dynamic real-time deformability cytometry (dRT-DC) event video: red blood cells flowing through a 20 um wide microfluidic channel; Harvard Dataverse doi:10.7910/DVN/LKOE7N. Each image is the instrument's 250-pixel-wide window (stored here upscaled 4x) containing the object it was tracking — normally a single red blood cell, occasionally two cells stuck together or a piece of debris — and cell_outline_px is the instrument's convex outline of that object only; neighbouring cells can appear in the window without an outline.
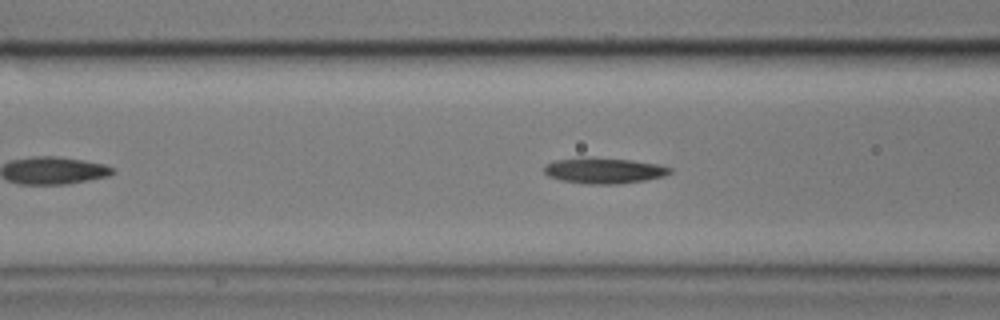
{"species": "common noctule bat (a hibernating species)", "species_latin": "Nyctalus noctula", "temperature_condition": "cold", "stored_images_in_passage": 41, "camera_frame_rate_fps": 3000, "um_per_image_px": 0.085, "animal": {"sex": "male", "body_mass_g": 17.9}, "frame": {"image": 1, "passage_image": 5, "time_ms": 1.333, "image_size_px": [1000, 320], "cell_outline_px": [[672, 172], [664, 176], [644, 180], [616, 184], [588, 184], [564, 180], [548, 176], [544, 172], [544, 164], [556, 160], [580, 156], [592, 156], [632, 160], [660, 164], [672, 168]], "centroid_in_image_um": [51.33, 14.47], "position_along_channel_um": 115.3, "area_um2": 19.19}}
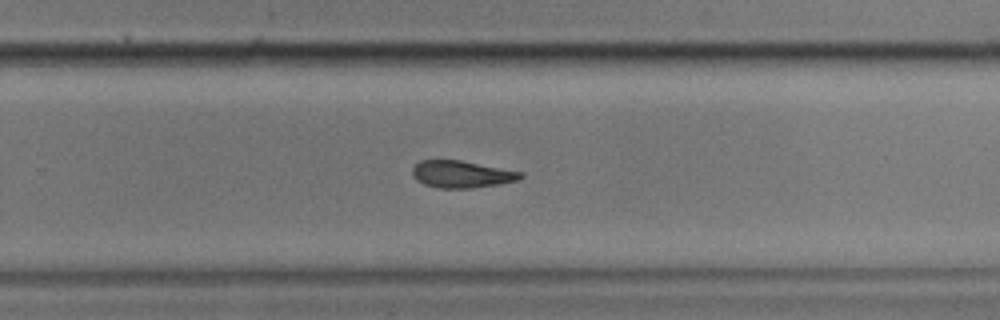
{"frame": {"image": 2, "passage_image": 20, "time_ms": 6.333, "image_size_px": [1000, 320], "cell_outline_px": [[524, 176], [516, 180], [500, 184], [472, 188], [440, 188], [424, 184], [416, 180], [412, 172], [412, 168], [420, 160], [460, 160], [524, 172]], "centroid_in_image_um": [39.25, 14.81], "position_along_channel_um": 290.6, "area_um2": 17.05}}
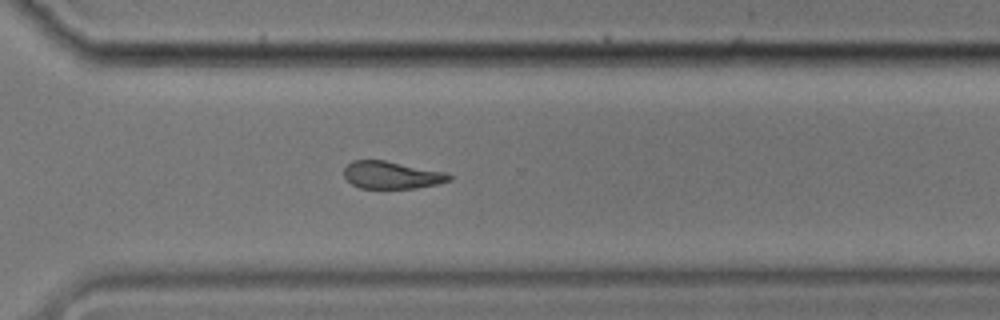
{"frame": {"image": 3, "passage_image": 24, "time_ms": 7.667, "image_size_px": [1000, 320], "cell_outline_px": [[452, 180], [436, 184], [416, 188], [360, 188], [352, 184], [344, 176], [344, 168], [352, 160], [384, 160], [448, 172], [452, 176]], "centroid_in_image_um": [33.32, 14.87], "position_along_channel_um": 337.3, "area_um2": 16.88}, "authors_computed_cell_mechanics": {"area_um2": 18.496, "velocity_mm_per_s": 3.5133, "shape_relaxation_time_tau1_ms": 7.5155, "shape_relaxation_time_tau2_ms": 10.7376, "deformation_change_tau1": 0.1448, "deformation_change_tau2": 0.2047}}